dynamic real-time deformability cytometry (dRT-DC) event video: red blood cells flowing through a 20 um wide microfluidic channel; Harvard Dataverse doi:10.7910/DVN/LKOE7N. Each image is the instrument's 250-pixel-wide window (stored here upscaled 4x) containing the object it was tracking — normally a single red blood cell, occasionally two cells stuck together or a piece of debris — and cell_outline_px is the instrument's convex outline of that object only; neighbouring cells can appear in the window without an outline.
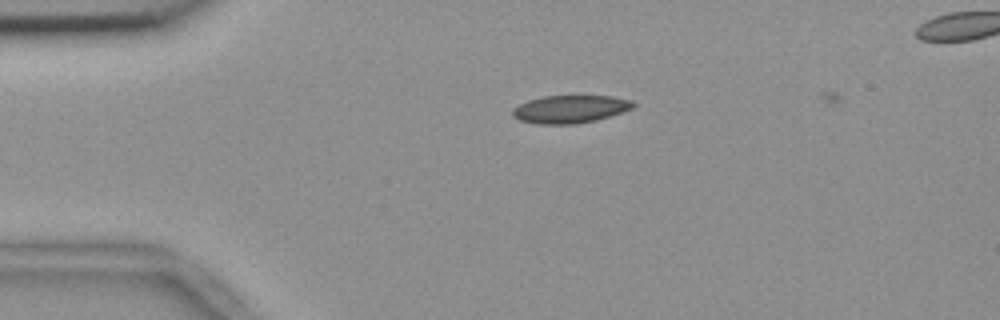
{"species": "common noctule bat (a hibernating species)", "species_latin": "Nyctalus noctula", "temperature_condition": "room temperature", "stored_images_in_passage": 51, "segment_of_instrument_passage": [1, 2], "camera_frame_rate_fps": 3000, "um_per_image_px": 0.085, "animal": {"sex": "female", "body_mass_g": 18.4}, "frame": {"image": 1, "passage_image": 7, "time_ms": 2.0, "image_size_px": [1000, 320], "cell_outline_px": [[636, 104], [632, 108], [596, 120], [576, 124], [536, 124], [520, 120], [512, 116], [512, 108], [528, 100], [544, 96], [612, 96], [632, 100]], "centroid_in_image_um": [48.43, 9.27], "position_along_channel_um": 36.6, "area_um2": 19.48}}
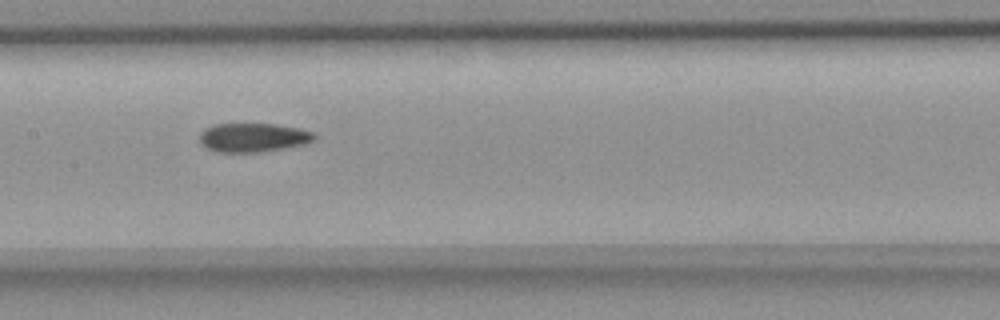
{"frame": {"image": 2, "passage_image": 22, "time_ms": 7.0, "image_size_px": [1000, 320], "cell_outline_px": [[316, 140], [304, 144], [284, 148], [260, 152], [216, 152], [200, 144], [200, 132], [204, 128], [216, 124], [276, 124], [300, 128], [312, 132], [316, 136]], "centroid_in_image_um": [21.52, 11.69], "position_along_channel_um": 185.9, "area_um2": 19.42}}
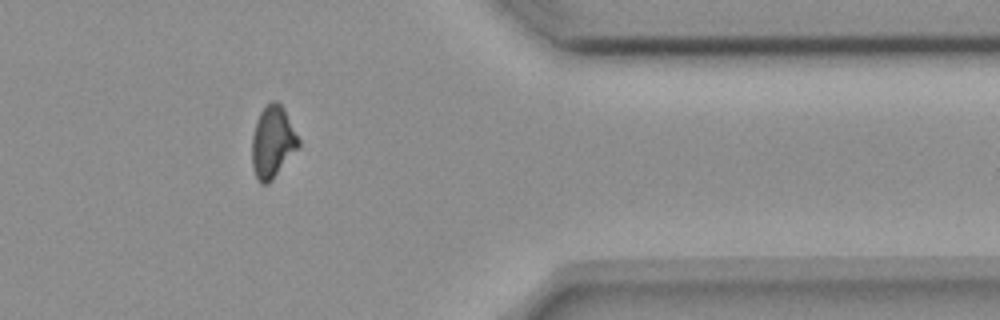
{"frame": {"image": 3, "passage_image": 40, "time_ms": 13.0, "image_size_px": [1000, 320], "cell_outline_px": [[300, 144], [272, 180], [268, 184], [260, 184], [252, 168], [252, 136], [256, 120], [260, 112], [272, 100], [276, 100], [284, 108], [300, 140]], "centroid_in_image_um": [23.16, 12.06], "position_along_channel_um": 388.2, "area_um2": 19.36}}